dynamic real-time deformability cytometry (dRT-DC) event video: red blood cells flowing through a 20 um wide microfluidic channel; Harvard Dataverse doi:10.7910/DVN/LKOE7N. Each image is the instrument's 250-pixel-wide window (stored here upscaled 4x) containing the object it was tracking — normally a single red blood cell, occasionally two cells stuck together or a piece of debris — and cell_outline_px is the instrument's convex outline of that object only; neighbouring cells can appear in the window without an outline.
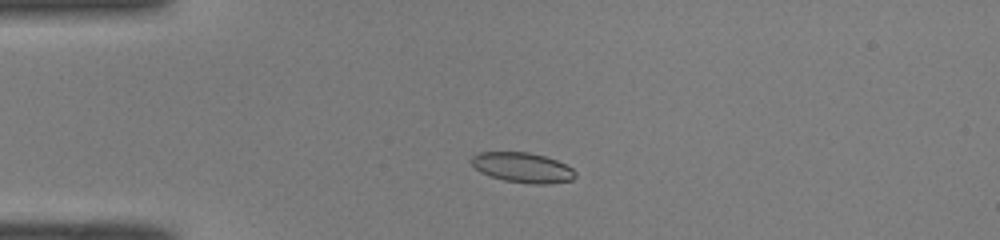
{"species": "common noctule bat (a hibernating species)", "species_latin": "Nyctalus noctula", "temperature_condition": "room temperature", "stored_images_in_passage": 40, "camera_frame_rate_fps": 3000, "um_per_image_px": 0.085, "animal": {"sex": "male", "body_mass_g": 19.0, "forearm_length_mm": 50.8}, "frame": {"image": 1, "passage_image": 8, "time_ms": 2.333, "image_size_px": [1000, 240], "cell_outline_px": [[576, 176], [572, 180], [544, 184], [532, 184], [504, 180], [480, 172], [472, 164], [472, 156], [476, 152], [528, 152], [544, 156], [556, 160], [572, 168], [576, 172]], "centroid_in_image_um": [44.42, 14.24], "position_along_channel_um": 40.6, "area_um2": 18.03}}
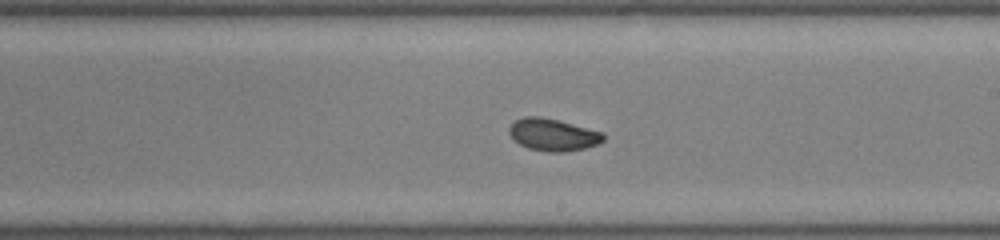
{"frame": {"image": 2, "passage_image": 25, "time_ms": 8.0, "image_size_px": [1000, 240], "cell_outline_px": [[604, 140], [596, 144], [584, 148], [564, 152], [548, 152], [528, 148], [512, 140], [508, 132], [508, 128], [516, 120], [524, 116], [540, 116], [604, 132]], "centroid_in_image_um": [46.96, 11.45], "position_along_channel_um": 242.0, "area_um2": 17.63}}
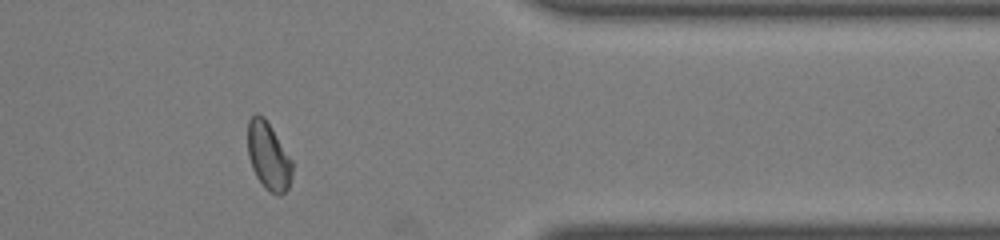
{"frame": {"image": 3, "passage_image": 37, "time_ms": 12.0, "image_size_px": [1000, 240], "cell_outline_px": [[292, 176], [288, 188], [280, 196], [276, 196], [268, 192], [264, 188], [256, 176], [252, 168], [248, 156], [248, 120], [256, 112], [264, 116], [272, 128], [292, 160]], "centroid_in_image_um": [22.81, 13.29], "position_along_channel_um": 388.6, "area_um2": 17.74}, "authors_computed_cell_mechanics": {"area_um2": 17.6579, "velocity_mm_per_s": 4.0682, "shape_relaxation_time_tau1_ms": null, "shape_relaxation_time_tau2_ms": 1.342, "deformation_change_tau1": null, "deformation_change_tau2": 0.0466}}